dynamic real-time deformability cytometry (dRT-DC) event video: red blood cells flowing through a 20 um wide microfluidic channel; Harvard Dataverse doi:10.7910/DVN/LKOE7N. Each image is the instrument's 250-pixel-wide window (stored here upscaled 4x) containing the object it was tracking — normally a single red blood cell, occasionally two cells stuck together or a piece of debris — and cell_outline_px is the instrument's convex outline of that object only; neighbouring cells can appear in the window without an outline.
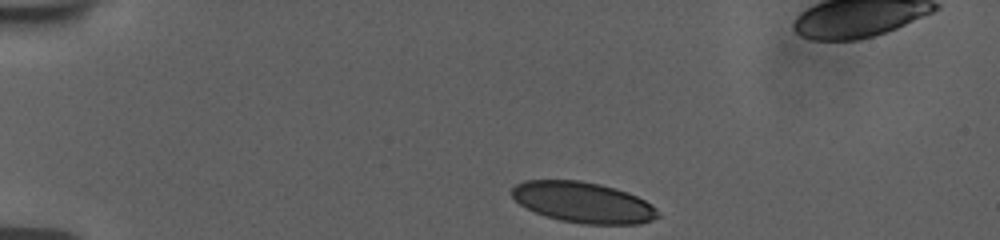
{"species": "human", "species_latin": "Homo sapiens", "temperature_condition": "room temperature", "stored_images_in_passage": 45, "camera_frame_rate_fps": 3000, "um_per_image_px": 0.085, "donor": {"sex": "female"}, "frame": {"image": 1, "passage_image": 1, "time_ms": 0.0, "image_size_px": [1000, 240], "cell_outline_px": [[660, 216], [652, 220], [640, 224], [584, 224], [560, 220], [536, 212], [520, 204], [508, 192], [516, 184], [524, 180], [580, 180], [600, 184], [616, 188], [628, 192], [652, 204], [660, 212]], "centroid_in_image_um": [49.59, 17.19], "position_along_channel_um": 35.4, "area_um2": 34.8}}
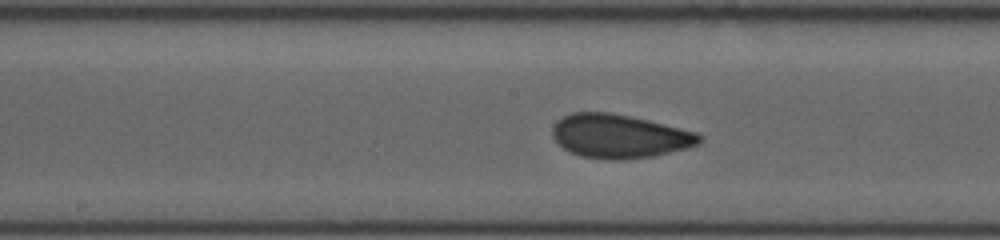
{"frame": {"image": 2, "passage_image": 19, "time_ms": 6.0, "image_size_px": [1000, 240], "cell_outline_px": [[704, 136], [700, 144], [688, 148], [652, 156], [624, 160], [608, 160], [580, 156], [564, 148], [552, 136], [552, 128], [564, 116], [572, 112], [608, 112], [648, 120], [696, 132]], "centroid_in_image_um": [52.69, 11.59], "position_along_channel_um": 195.5, "area_um2": 37.28}}
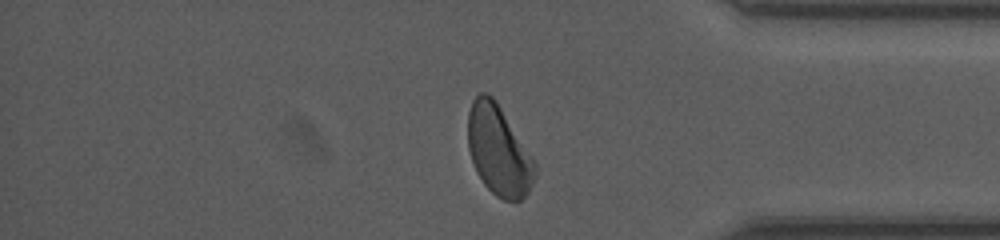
{"frame": {"image": 3, "passage_image": 36, "time_ms": 11.667, "image_size_px": [1000, 240], "cell_outline_px": [[536, 176], [528, 192], [520, 200], [504, 200], [496, 196], [484, 184], [476, 172], [468, 148], [468, 112], [472, 100], [480, 92], [488, 92], [496, 100], [532, 156], [536, 164]], "centroid_in_image_um": [42.38, 12.78], "position_along_channel_um": 392.8, "area_um2": 35.14}, "authors_computed_cell_mechanics": {"area_um2": 36.0672, "velocity_mm_per_s": 3.7345, "shape_relaxation_time_tau1_ms": 4.6073, "shape_relaxation_time_tau2_ms": 1.0739, "deformation_change_tau1": 0.1182, "deformation_change_tau2": 0.0705}}